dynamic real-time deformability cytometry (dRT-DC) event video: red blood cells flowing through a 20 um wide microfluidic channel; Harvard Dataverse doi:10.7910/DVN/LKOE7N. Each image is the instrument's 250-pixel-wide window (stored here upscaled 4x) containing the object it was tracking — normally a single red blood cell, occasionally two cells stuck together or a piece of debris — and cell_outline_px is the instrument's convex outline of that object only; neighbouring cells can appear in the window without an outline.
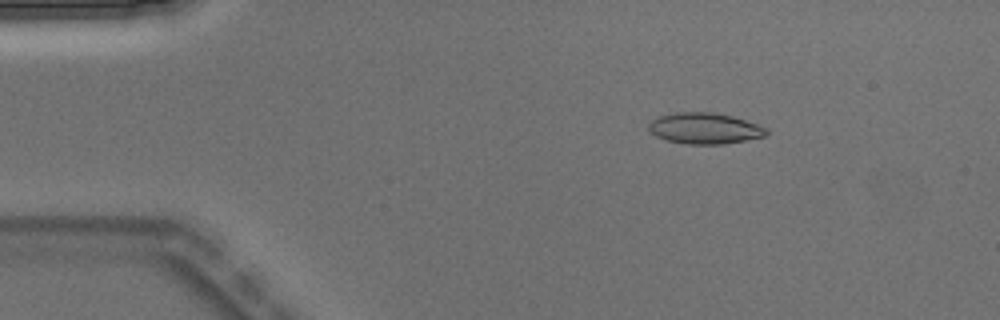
{"species": "Egyptian fruit bat (a non-hibernating species)", "species_latin": "Rousettus aegyptiacus", "temperature_condition": "warm", "stored_images_in_passage": 3, "camera_frame_rate_fps": 3000, "um_per_image_px": 0.085, "animal": {"sex": "male"}, "frame": {"image": 1, "passage_image": 1, "time_ms": 0.0, "image_size_px": [1000, 320], "cell_outline_px": [[768, 132], [764, 136], [724, 144], [688, 144], [668, 140], [656, 136], [648, 128], [648, 124], [652, 120], [660, 116], [676, 112], [712, 112], [732, 116], [768, 128]], "centroid_in_image_um": [59.89, 10.9], "position_along_channel_um": 25.1, "area_um2": 21.04}}